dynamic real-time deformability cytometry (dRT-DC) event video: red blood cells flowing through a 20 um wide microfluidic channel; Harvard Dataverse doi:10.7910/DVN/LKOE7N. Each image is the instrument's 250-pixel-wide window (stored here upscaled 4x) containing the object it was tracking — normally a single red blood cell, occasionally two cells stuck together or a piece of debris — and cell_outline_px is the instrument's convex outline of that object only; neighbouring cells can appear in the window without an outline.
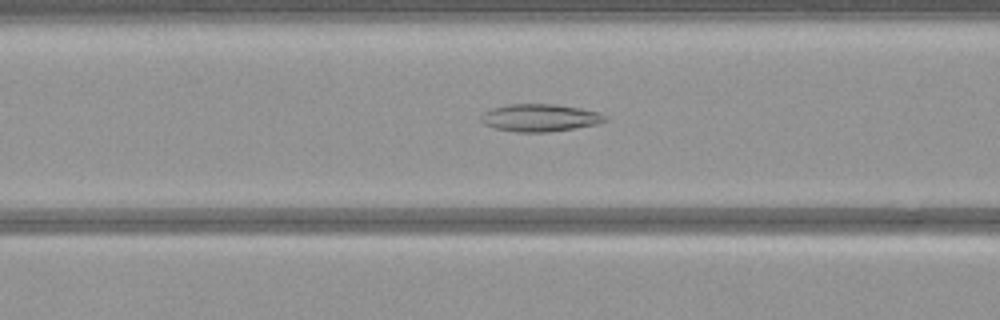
{"species": "common noctule bat (a hibernating species)", "species_latin": "Nyctalus noctula", "temperature_condition": "warm", "stored_images_in_passage": 52, "camera_frame_rate_fps": 3000, "um_per_image_px": 0.085, "animal": {"sex": "female", "body_mass_g": 21.9}, "frame": {"image": 1, "passage_image": 20, "time_ms": 6.333, "image_size_px": [1000, 320], "cell_outline_px": [[608, 120], [596, 124], [576, 128], [548, 132], [516, 132], [496, 128], [484, 124], [480, 120], [480, 116], [484, 112], [492, 108], [508, 104], [556, 104], [580, 108], [600, 112], [608, 116]], "centroid_in_image_um": [45.92, 10.0], "position_along_channel_um": 120.7, "area_um2": 20.0}}
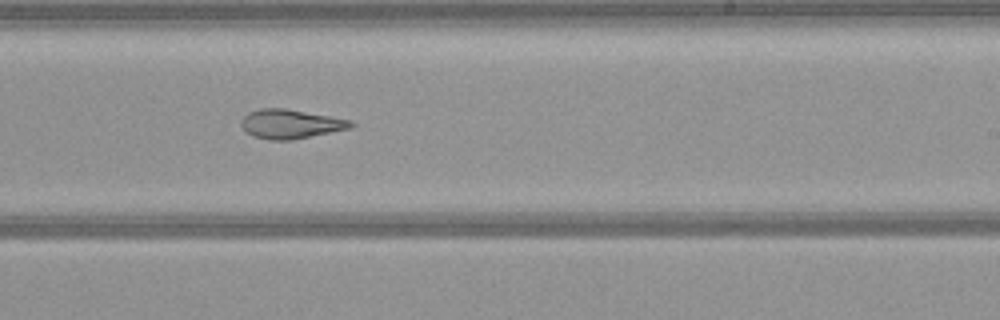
{"frame": {"image": 2, "passage_image": 31, "time_ms": 10.0, "image_size_px": [1000, 320], "cell_outline_px": [[356, 124], [352, 128], [292, 140], [268, 140], [252, 136], [244, 132], [240, 124], [244, 116], [248, 112], [260, 108], [284, 108], [328, 116], [348, 120]], "centroid_in_image_um": [24.65, 10.55], "position_along_channel_um": 264.4, "area_um2": 18.67}}
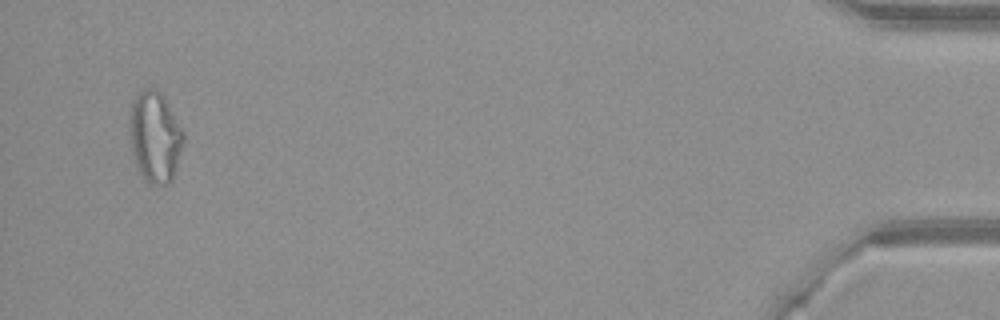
{"frame": {"image": 3, "passage_image": 50, "time_ms": 16.333, "image_size_px": [1000, 320], "cell_outline_px": [[184, 140], [172, 180], [168, 184], [152, 184], [144, 180], [136, 164], [132, 152], [128, 124], [128, 120], [132, 100], [140, 88], [156, 88], [160, 92], [168, 104], [184, 132]], "centroid_in_image_um": [13.14, 11.6], "position_along_channel_um": 422.1, "area_um2": 28.73}}